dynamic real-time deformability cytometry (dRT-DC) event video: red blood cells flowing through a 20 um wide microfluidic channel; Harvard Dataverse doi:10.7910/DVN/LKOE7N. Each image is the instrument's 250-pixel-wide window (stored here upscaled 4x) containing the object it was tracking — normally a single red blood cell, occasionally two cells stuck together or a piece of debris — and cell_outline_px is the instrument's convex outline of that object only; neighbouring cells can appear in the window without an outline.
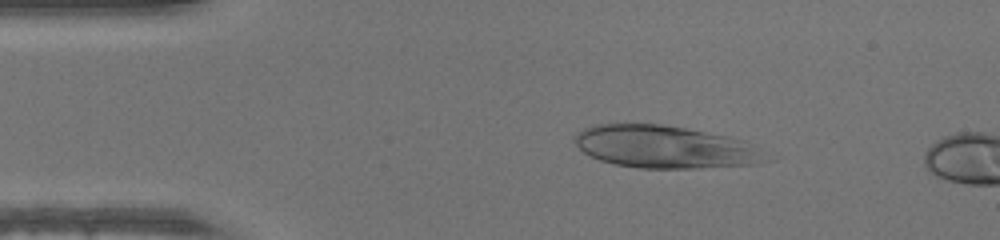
{"species": "human", "species_latin": "Homo sapiens", "temperature_condition": "warm", "stored_images_in_passage": 11, "camera_frame_rate_fps": 3000, "um_per_image_px": 0.085, "donor": {"sex": "male"}, "frame": {"image": 1, "passage_image": 8, "time_ms": 2.333, "image_size_px": [1000, 240], "cell_outline_px": [[776, 160], [756, 164], [700, 168], [640, 168], [616, 164], [600, 160], [584, 152], [572, 140], [576, 132], [584, 128], [596, 124], [664, 124], [728, 136], [744, 140]], "centroid_in_image_um": [56.56, 12.49], "position_along_channel_um": 28.4, "area_um2": 47.57}}